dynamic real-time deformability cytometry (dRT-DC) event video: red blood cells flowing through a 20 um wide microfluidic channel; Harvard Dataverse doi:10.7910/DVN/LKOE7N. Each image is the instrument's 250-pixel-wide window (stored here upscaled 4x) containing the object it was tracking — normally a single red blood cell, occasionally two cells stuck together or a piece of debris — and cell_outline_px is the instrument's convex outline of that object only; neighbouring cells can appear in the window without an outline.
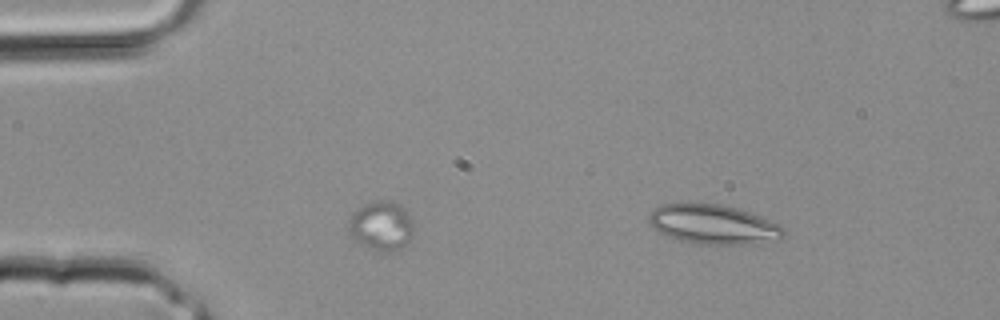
{"species": "common noctule bat (a hibernating species)", "species_latin": "Nyctalus noctula", "temperature_condition": "room temperature", "stored_images_in_passage": 3, "camera_frame_rate_fps": 3000, "um_per_image_px": 0.085, "animal": {"sex": "male", "body_mass_g": 20.4}, "frame": {"image": 1, "passage_image": 3, "time_ms": 0.667, "image_size_px": [1000, 320], "cell_outline_px": [[784, 236], [780, 240], [756, 244], [700, 244], [680, 240], [668, 236], [660, 232], [648, 224], [648, 216], [660, 204], [720, 204], [736, 208], [760, 216], [780, 224], [784, 228]], "centroid_in_image_um": [60.67, 19.09], "position_along_channel_um": 24.3, "area_um2": 30.92}}